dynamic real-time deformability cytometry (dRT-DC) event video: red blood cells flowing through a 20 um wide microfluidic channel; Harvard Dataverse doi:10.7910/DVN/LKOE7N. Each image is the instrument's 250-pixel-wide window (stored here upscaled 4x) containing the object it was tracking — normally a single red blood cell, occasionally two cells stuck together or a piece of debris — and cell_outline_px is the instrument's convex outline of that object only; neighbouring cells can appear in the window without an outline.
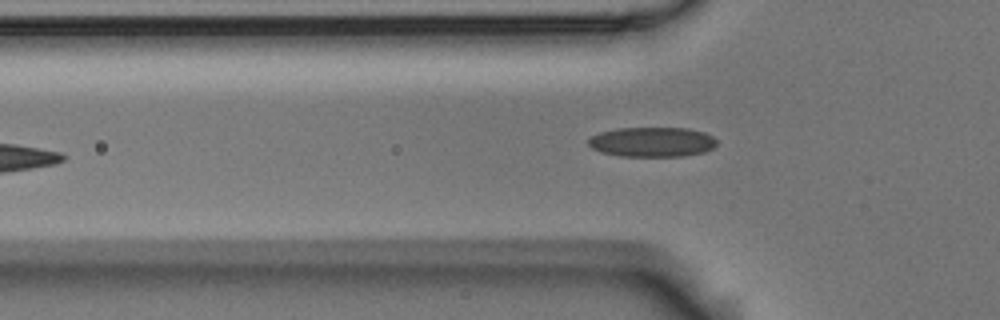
{"species": "Egyptian fruit bat (a non-hibernating species)", "species_latin": "Rousettus aegyptiacus", "temperature_condition": "room temperature", "stored_images_in_passage": 7, "camera_frame_rate_fps": 3000, "um_per_image_px": 0.085, "animal": {"sex": "male"}, "frame": {"image": 1, "passage_image": 7, "time_ms": 2.0, "image_size_px": [1000, 320], "cell_outline_px": [[716, 144], [712, 148], [704, 152], [684, 156], [620, 156], [600, 152], [592, 148], [588, 144], [588, 140], [592, 136], [600, 132], [616, 128], [688, 128], [704, 132], [712, 136], [716, 140]], "centroid_in_image_um": [55.42, 12.06], "position_along_channel_um": 70.4, "area_um2": 22.31}}